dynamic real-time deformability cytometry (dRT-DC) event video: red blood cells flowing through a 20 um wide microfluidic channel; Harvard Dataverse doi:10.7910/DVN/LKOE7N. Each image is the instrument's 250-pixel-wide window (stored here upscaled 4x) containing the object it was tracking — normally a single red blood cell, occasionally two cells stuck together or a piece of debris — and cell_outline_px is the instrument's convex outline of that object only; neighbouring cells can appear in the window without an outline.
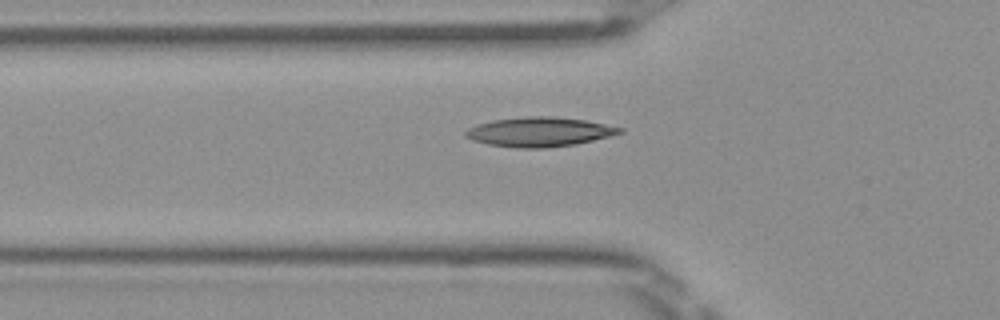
{"species": "Egyptian fruit bat (a non-hibernating species)", "species_latin": "Rousettus aegyptiacus", "temperature_condition": "room temperature", "stored_images_in_passage": 38, "camera_frame_rate_fps": 3000, "um_per_image_px": 0.085, "frame": {"image": 1, "passage_image": 5, "time_ms": 1.333, "image_size_px": [1000, 320], "cell_outline_px": [[624, 132], [576, 144], [548, 148], [516, 148], [488, 144], [472, 140], [464, 136], [464, 132], [468, 128], [476, 124], [492, 120], [524, 116], [552, 116], [584, 120], [624, 128]], "centroid_in_image_um": [45.8, 11.21], "position_along_channel_um": 80.0, "area_um2": 26.53}}
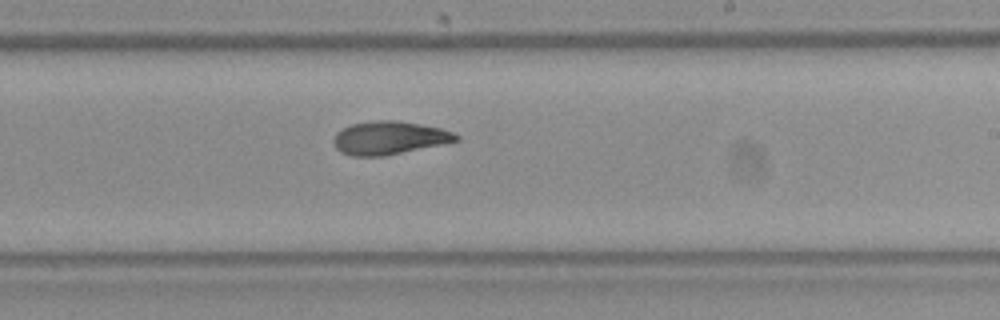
{"frame": {"image": 2, "passage_image": 18, "time_ms": 5.667, "image_size_px": [1000, 320], "cell_outline_px": [[460, 140], [444, 144], [384, 156], [352, 156], [340, 152], [332, 144], [332, 140], [336, 132], [352, 124], [376, 120], [396, 120], [420, 124], [440, 128], [452, 132], [460, 136]], "centroid_in_image_um": [33.07, 11.72], "position_along_channel_um": 255.9, "area_um2": 23.81}}
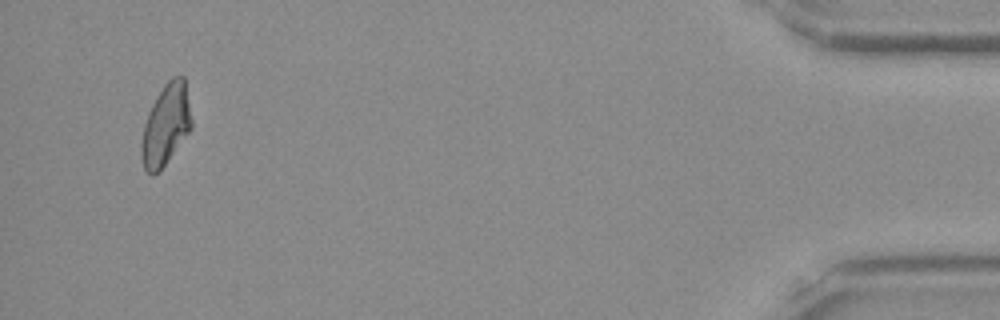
{"frame": {"image": 3, "passage_image": 36, "time_ms": 11.667, "image_size_px": [1000, 320], "cell_outline_px": [[192, 128], [160, 172], [152, 176], [144, 168], [140, 152], [140, 144], [144, 124], [148, 112], [156, 96], [164, 84], [172, 76], [184, 76], [192, 120]], "centroid_in_image_um": [14.09, 10.63], "position_along_channel_um": 421.1, "area_um2": 23.93}}